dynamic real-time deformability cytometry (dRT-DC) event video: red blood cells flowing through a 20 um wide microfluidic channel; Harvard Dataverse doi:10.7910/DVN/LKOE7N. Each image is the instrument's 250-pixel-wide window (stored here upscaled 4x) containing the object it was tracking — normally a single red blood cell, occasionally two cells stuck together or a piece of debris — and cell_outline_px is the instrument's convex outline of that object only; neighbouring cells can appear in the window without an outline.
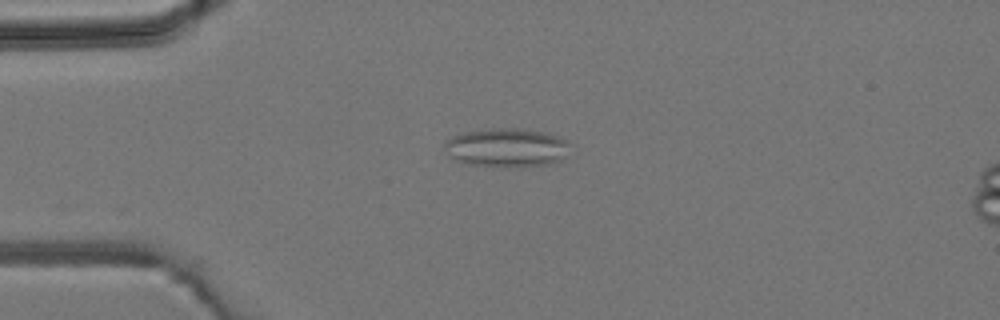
{"species": "common noctule bat (a hibernating species)", "species_latin": "Nyctalus noctula", "temperature_condition": "room temperature", "stored_images_in_passage": 4, "camera_frame_rate_fps": 3000, "um_per_image_px": 0.085, "animal": {"sex": "male", "body_mass_g": 19.2, "forearm_length_mm": 51.8}, "frame": {"image": 1, "passage_image": 3, "time_ms": 3.0, "image_size_px": [1000, 320], "cell_outline_px": [[576, 144], [560, 160], [548, 164], [524, 168], [508, 168], [468, 164], [456, 160], [444, 148], [444, 140], [452, 136], [464, 132], [492, 128], [516, 128], [544, 132], [560, 136]], "centroid_in_image_um": [43.14, 12.56], "position_along_channel_um": 41.9, "area_um2": 29.13}}